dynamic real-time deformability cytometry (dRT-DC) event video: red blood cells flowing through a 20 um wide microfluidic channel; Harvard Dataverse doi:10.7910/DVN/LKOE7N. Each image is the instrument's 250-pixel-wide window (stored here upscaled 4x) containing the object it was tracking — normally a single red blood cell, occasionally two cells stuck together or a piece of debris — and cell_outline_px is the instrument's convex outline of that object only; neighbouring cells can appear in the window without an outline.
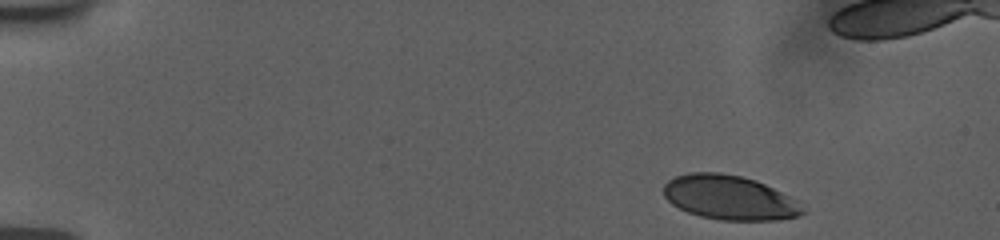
{"species": "human", "species_latin": "Homo sapiens", "temperature_condition": "room temperature", "stored_images_in_passage": 45, "camera_frame_rate_fps": 3000, "um_per_image_px": 0.085, "donor": {"sex": "female"}, "frame": {"image": 1, "passage_image": 1, "time_ms": 0.0, "image_size_px": [1000, 240], "cell_outline_px": [[804, 212], [800, 216], [776, 220], [720, 220], [700, 216], [688, 212], [672, 204], [664, 196], [664, 184], [668, 180], [676, 176], [688, 172], [720, 172], [740, 176], [756, 180], [800, 200]], "centroid_in_image_um": [62.03, 16.79], "position_along_channel_um": 23.0, "area_um2": 36.18}}
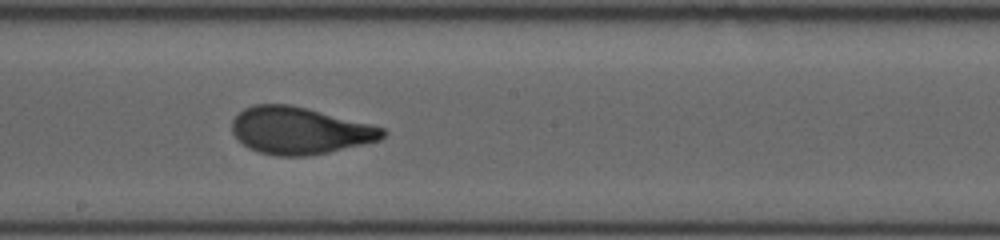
{"frame": {"image": 2, "passage_image": 26, "time_ms": 8.333, "image_size_px": [1000, 240], "cell_outline_px": [[388, 132], [380, 140], [328, 152], [308, 156], [276, 156], [260, 152], [248, 148], [232, 132], [232, 120], [244, 108], [252, 104], [288, 104], [308, 108], [372, 124], [384, 128]], "centroid_in_image_um": [25.48, 11.09], "position_along_channel_um": 222.7, "area_um2": 41.33}}
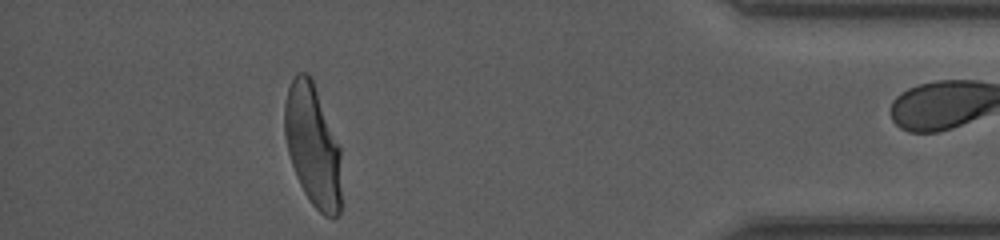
{"frame": {"image": 3, "passage_image": 44, "time_ms": 14.333, "image_size_px": [1000, 240], "cell_outline_px": [[340, 216], [324, 216], [312, 204], [304, 192], [296, 176], [288, 152], [284, 132], [284, 104], [288, 88], [296, 72], [308, 72], [312, 76], [340, 144]], "centroid_in_image_um": [26.58, 12.3], "position_along_channel_um": 408.6, "area_um2": 40.81}}